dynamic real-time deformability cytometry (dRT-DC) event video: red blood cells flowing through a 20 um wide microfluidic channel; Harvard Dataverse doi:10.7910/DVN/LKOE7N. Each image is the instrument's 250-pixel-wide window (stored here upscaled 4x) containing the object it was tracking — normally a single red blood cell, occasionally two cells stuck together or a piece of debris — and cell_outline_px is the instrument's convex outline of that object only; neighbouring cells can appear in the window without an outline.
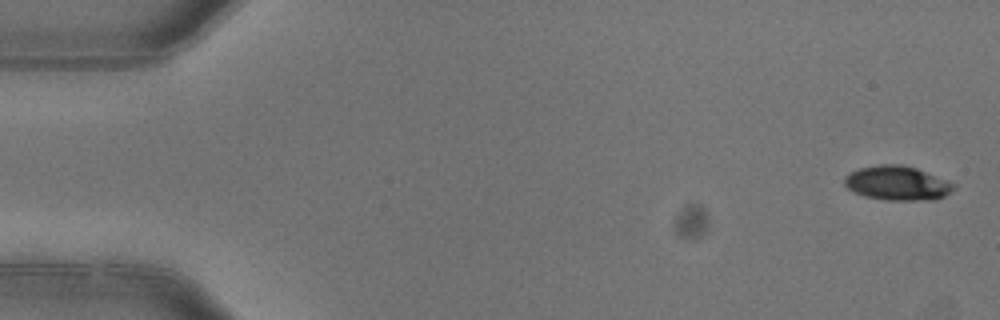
{"species": "common noctule bat (a hibernating species)", "species_latin": "Nyctalus noctula", "temperature_condition": "warm", "stored_images_in_passage": 3, "camera_frame_rate_fps": 3000, "um_per_image_px": 0.085, "animal": {"sex": "female"}, "frame": {"image": 1, "passage_image": 1, "time_ms": 0.0, "image_size_px": [1000, 320], "cell_outline_px": [[956, 188], [944, 196], [936, 200], [884, 200], [864, 196], [848, 188], [844, 184], [844, 176], [860, 168], [880, 164], [900, 164], [916, 168], [956, 184]], "centroid_in_image_um": [76.28, 15.57], "position_along_channel_um": 8.7, "area_um2": 21.79}}